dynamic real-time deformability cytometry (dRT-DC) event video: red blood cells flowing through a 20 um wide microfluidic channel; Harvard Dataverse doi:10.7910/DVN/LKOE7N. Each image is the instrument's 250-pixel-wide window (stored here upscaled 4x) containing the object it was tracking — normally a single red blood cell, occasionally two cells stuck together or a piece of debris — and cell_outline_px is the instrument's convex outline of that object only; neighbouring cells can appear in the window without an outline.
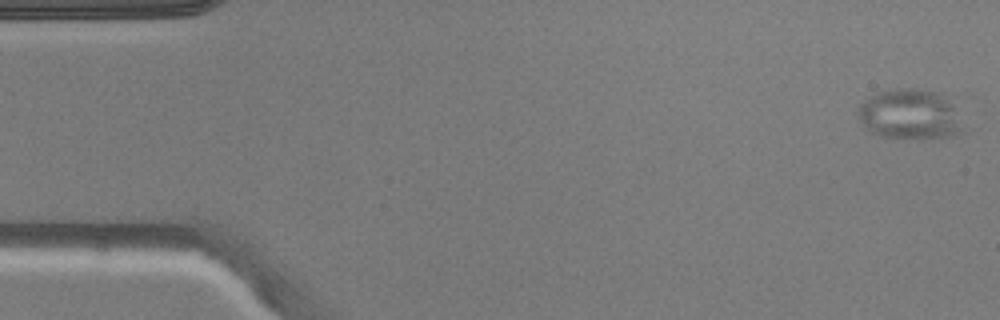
{"species": "common noctule bat (a hibernating species)", "species_latin": "Nyctalus noctula", "temperature_condition": "warm", "stored_images_in_passage": 4, "segment_of_instrument_passage": [2, 2], "camera_frame_rate_fps": 3000, "um_per_image_px": 0.085, "animal": {"sex": "male", "body_mass_g": 20.5, "forearm_length_mm": 52.5}, "frame": {"image": 1, "passage_image": 4, "time_ms": 4.333, "image_size_px": [1000, 320], "cell_outline_px": [[968, 128], [964, 132], [956, 136], [924, 140], [916, 140], [880, 136], [864, 128], [856, 116], [860, 104], [872, 92], [896, 88], [920, 88], [940, 92], [956, 100]], "centroid_in_image_um": [77.48, 9.72], "position_along_channel_um": 7.5, "area_um2": 33.18}}